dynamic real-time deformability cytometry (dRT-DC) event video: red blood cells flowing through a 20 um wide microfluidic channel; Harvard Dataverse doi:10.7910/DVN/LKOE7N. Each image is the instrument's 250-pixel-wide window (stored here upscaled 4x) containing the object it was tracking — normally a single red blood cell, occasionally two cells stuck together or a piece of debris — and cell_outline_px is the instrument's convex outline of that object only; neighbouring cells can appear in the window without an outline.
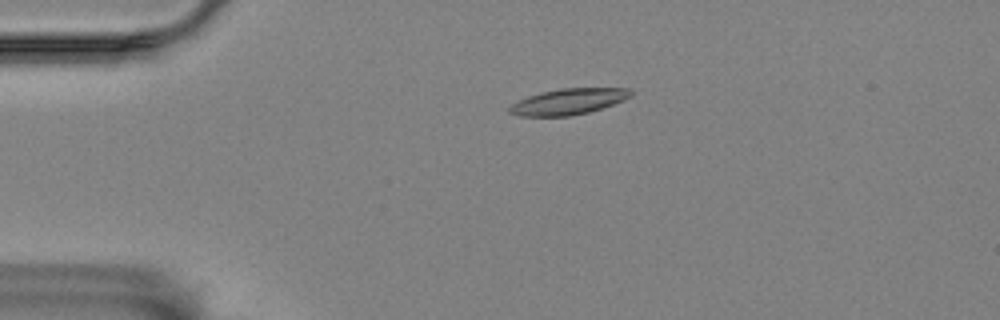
{"species": "Egyptian fruit bat (a non-hibernating species)", "species_latin": "Rousettus aegyptiacus", "temperature_condition": "room temperature", "stored_images_in_passage": 2, "camera_frame_rate_fps": 3000, "um_per_image_px": 0.085, "animal": {"sex": "female"}, "frame": {"image": 1, "passage_image": 1, "time_ms": 0.0, "image_size_px": [1000, 320], "cell_outline_px": [[632, 96], [624, 100], [588, 112], [568, 116], [520, 116], [508, 112], [508, 108], [512, 104], [528, 96], [540, 92], [560, 88], [632, 88]], "centroid_in_image_um": [48.31, 8.62], "position_along_channel_um": 36.7, "area_um2": 18.26}}